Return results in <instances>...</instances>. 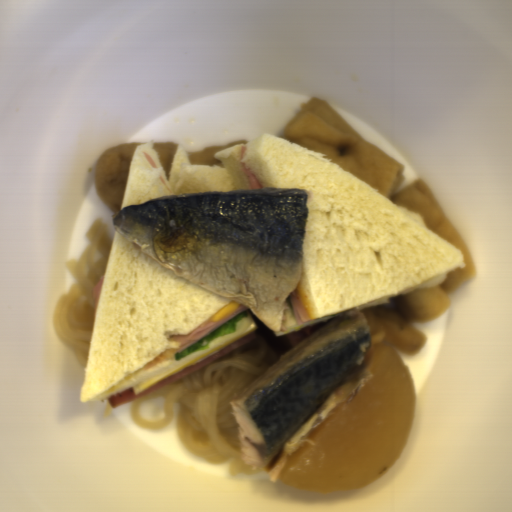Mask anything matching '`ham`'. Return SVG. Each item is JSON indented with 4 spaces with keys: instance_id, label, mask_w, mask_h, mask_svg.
<instances>
[{
    "instance_id": "obj_6",
    "label": "ham",
    "mask_w": 512,
    "mask_h": 512,
    "mask_svg": "<svg viewBox=\"0 0 512 512\" xmlns=\"http://www.w3.org/2000/svg\"><path fill=\"white\" fill-rule=\"evenodd\" d=\"M143 154H144L145 158L148 160V162L151 164V166L153 168H158L156 163H155V161H154V159L151 156H149L146 152L143 153Z\"/></svg>"
},
{
    "instance_id": "obj_1",
    "label": "ham",
    "mask_w": 512,
    "mask_h": 512,
    "mask_svg": "<svg viewBox=\"0 0 512 512\" xmlns=\"http://www.w3.org/2000/svg\"><path fill=\"white\" fill-rule=\"evenodd\" d=\"M257 335H258V332L255 329L254 332L236 340L235 342L229 344L228 346H226L223 349L217 351L216 353L210 355L209 357H207V358L195 363L194 365L168 377L167 379L147 388L146 390H144L138 394H135L134 387H133V388H129L123 392H120L114 396L108 397L107 401L111 405L112 408L117 409L123 405H126L142 396H145L163 386H166L184 376H187V375L201 369L202 367L208 365L209 363L215 361L216 359L222 357L223 355L229 353L230 351H232L238 347H241L247 343L254 341L257 338Z\"/></svg>"
},
{
    "instance_id": "obj_3",
    "label": "ham",
    "mask_w": 512,
    "mask_h": 512,
    "mask_svg": "<svg viewBox=\"0 0 512 512\" xmlns=\"http://www.w3.org/2000/svg\"><path fill=\"white\" fill-rule=\"evenodd\" d=\"M288 299L297 324L314 321V318L308 314L296 287L290 293Z\"/></svg>"
},
{
    "instance_id": "obj_2",
    "label": "ham",
    "mask_w": 512,
    "mask_h": 512,
    "mask_svg": "<svg viewBox=\"0 0 512 512\" xmlns=\"http://www.w3.org/2000/svg\"><path fill=\"white\" fill-rule=\"evenodd\" d=\"M248 310L244 305L239 308L238 310L234 311L233 313L229 314L228 316L219 319L217 321H209L194 330H192L189 333L183 334V335H172L169 339L176 341L180 343L178 354L199 341L200 339L204 338L223 324L227 323L240 313Z\"/></svg>"
},
{
    "instance_id": "obj_5",
    "label": "ham",
    "mask_w": 512,
    "mask_h": 512,
    "mask_svg": "<svg viewBox=\"0 0 512 512\" xmlns=\"http://www.w3.org/2000/svg\"><path fill=\"white\" fill-rule=\"evenodd\" d=\"M105 274H106V272L101 274L99 281L94 285V287L92 289V299H93V303H94L95 312L97 310Z\"/></svg>"
},
{
    "instance_id": "obj_4",
    "label": "ham",
    "mask_w": 512,
    "mask_h": 512,
    "mask_svg": "<svg viewBox=\"0 0 512 512\" xmlns=\"http://www.w3.org/2000/svg\"><path fill=\"white\" fill-rule=\"evenodd\" d=\"M240 168L250 186V188H264L262 183L259 181V179L256 177V175L253 173V171L248 168L244 163L240 161Z\"/></svg>"
},
{
    "instance_id": "obj_7",
    "label": "ham",
    "mask_w": 512,
    "mask_h": 512,
    "mask_svg": "<svg viewBox=\"0 0 512 512\" xmlns=\"http://www.w3.org/2000/svg\"><path fill=\"white\" fill-rule=\"evenodd\" d=\"M246 152H247V146L242 145L241 150H240V158H241V160L244 158Z\"/></svg>"
}]
</instances>
